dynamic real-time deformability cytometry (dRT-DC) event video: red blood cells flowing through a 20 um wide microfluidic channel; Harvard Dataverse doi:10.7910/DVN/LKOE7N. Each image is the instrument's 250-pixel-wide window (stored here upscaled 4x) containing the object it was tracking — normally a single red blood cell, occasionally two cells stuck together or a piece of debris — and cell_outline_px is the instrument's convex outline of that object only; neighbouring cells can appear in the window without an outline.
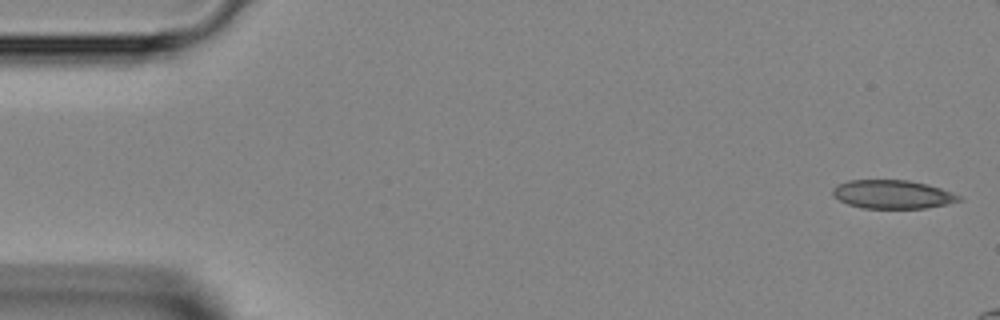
{"species": "Egyptian fruit bat (a non-hibernating species)", "species_latin": "Rousettus aegyptiacus", "temperature_condition": "room temperature", "stored_images_in_passage": 9, "camera_frame_rate_fps": 3000, "um_per_image_px": 0.085, "animal": {"sex": "female"}, "frame": {"image": 1, "passage_image": 1, "time_ms": 0.0, "image_size_px": [1000, 320], "cell_outline_px": [[964, 200], [948, 204], [924, 208], [860, 208], [848, 204], [832, 196], [832, 188], [836, 184], [848, 180], [908, 180], [940, 188], [952, 192], [960, 196]], "centroid_in_image_um": [75.84, 16.52], "position_along_channel_um": 9.2, "area_um2": 21.1}}